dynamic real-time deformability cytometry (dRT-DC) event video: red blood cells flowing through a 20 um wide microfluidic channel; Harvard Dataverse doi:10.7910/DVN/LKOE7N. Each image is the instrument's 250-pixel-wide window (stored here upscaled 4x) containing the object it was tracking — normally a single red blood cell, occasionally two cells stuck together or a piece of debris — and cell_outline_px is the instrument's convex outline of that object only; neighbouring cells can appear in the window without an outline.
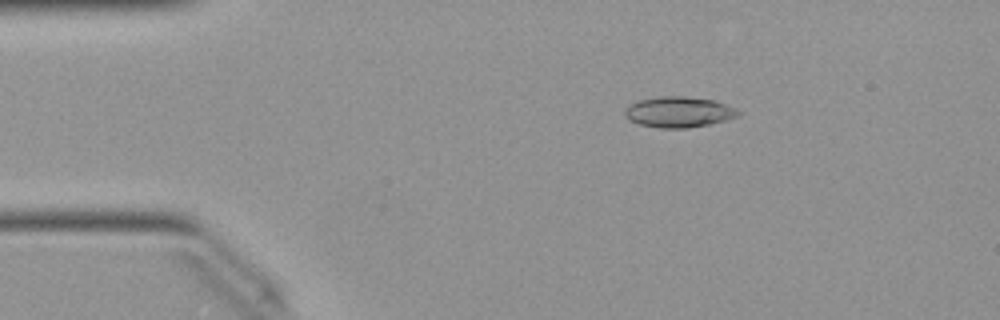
{"species": "Egyptian fruit bat (a non-hibernating species)", "species_latin": "Rousettus aegyptiacus", "temperature_condition": "warm", "stored_images_in_passage": 49, "camera_frame_rate_fps": 3000, "um_per_image_px": 0.085, "animal": {"sex": "female"}, "frame": {"image": 1, "passage_image": 7, "time_ms": 2.0, "image_size_px": [1000, 320], "cell_outline_px": [[740, 116], [708, 124], [688, 128], [660, 128], [640, 124], [628, 120], [624, 116], [624, 108], [640, 100], [660, 96], [684, 96], [712, 100], [724, 104], [740, 112]], "centroid_in_image_um": [57.64, 9.53], "position_along_channel_um": 27.4, "area_um2": 20.06}}
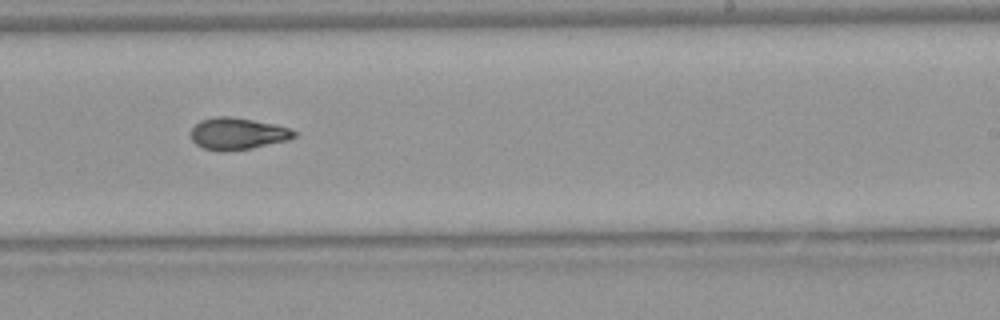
{"frame": {"image": 2, "passage_image": 29, "time_ms": 9.333, "image_size_px": [1000, 320], "cell_outline_px": [[296, 136], [288, 140], [252, 148], [220, 152], [204, 148], [196, 144], [192, 140], [192, 128], [200, 120], [216, 116], [228, 116], [252, 120], [272, 124], [288, 128], [296, 132]], "centroid_in_image_um": [20.17, 11.37], "position_along_channel_um": 268.8, "area_um2": 18.96}}
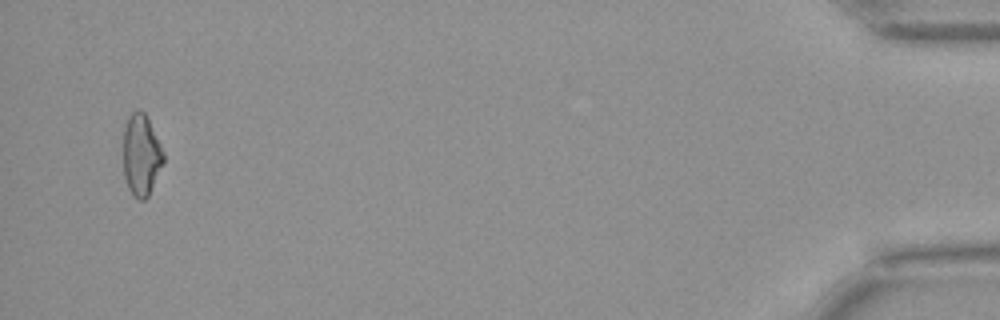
{"frame": {"image": 3, "passage_image": 47, "time_ms": 15.333, "image_size_px": [1000, 320], "cell_outline_px": [[164, 164], [148, 196], [144, 200], [136, 200], [132, 196], [128, 188], [124, 176], [124, 128], [128, 116], [132, 112], [140, 108], [144, 112], [164, 152]], "centroid_in_image_um": [12.01, 13.21], "position_along_channel_um": 423.2, "area_um2": 19.19}, "authors_computed_cell_mechanics": {"area_um2": 19.2474, "velocity_mm_per_s": 4.0517, "shape_relaxation_time_tau1_ms": 7.5303, "shape_relaxation_time_tau2_ms": 1.8468, "deformation_change_tau1": 0.1996, "deformation_change_tau2": 0.0786}}